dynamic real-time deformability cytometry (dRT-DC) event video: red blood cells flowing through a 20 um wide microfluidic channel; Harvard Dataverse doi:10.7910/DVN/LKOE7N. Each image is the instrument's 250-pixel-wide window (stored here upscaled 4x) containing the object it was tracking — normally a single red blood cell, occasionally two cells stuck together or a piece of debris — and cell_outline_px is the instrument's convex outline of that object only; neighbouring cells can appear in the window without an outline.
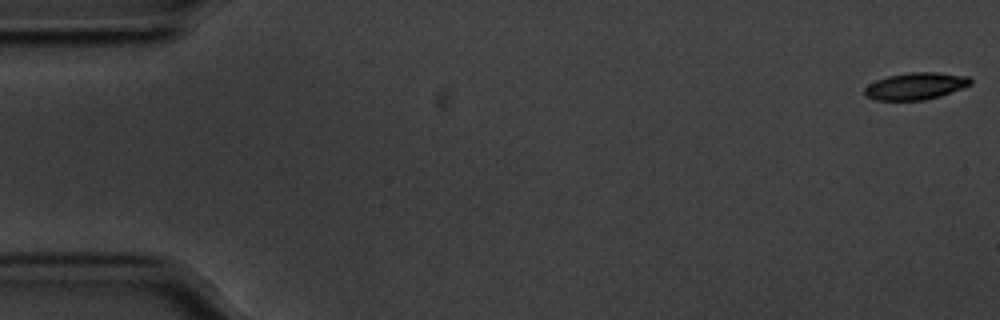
{"species": "common noctule bat (a hibernating species)", "species_latin": "Nyctalus noctula", "temperature_condition": "cold", "stored_images_in_passage": 57, "camera_frame_rate_fps": 3000, "um_per_image_px": 0.085, "animal": {"sex": "male", "body_mass_g": 20.1, "forearm_length_mm": 53.5}, "frame": {"image": 1, "passage_image": 1, "time_ms": 0.0, "image_size_px": [1000, 320], "cell_outline_px": [[972, 84], [940, 96], [924, 100], [876, 100], [868, 96], [864, 92], [864, 88], [868, 84], [876, 80], [888, 76], [908, 72], [936, 72], [968, 76], [972, 80]], "centroid_in_image_um": [77.83, 7.31], "position_along_channel_um": 7.2, "area_um2": 16.59}}
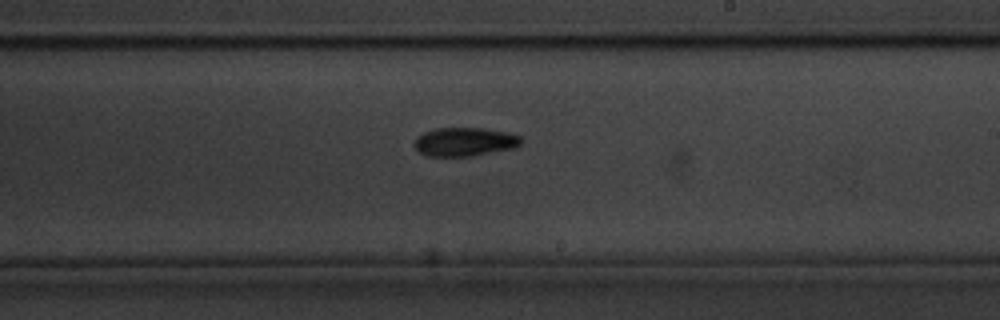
{"frame": {"image": 2, "passage_image": 33, "time_ms": 10.667, "image_size_px": [1000, 320], "cell_outline_px": [[524, 140], [516, 148], [468, 156], [428, 156], [420, 152], [416, 148], [416, 136], [424, 132], [436, 128], [484, 128], [508, 132], [520, 136]], "centroid_in_image_um": [39.54, 12.04], "position_along_channel_um": 249.5, "area_um2": 17.8}}
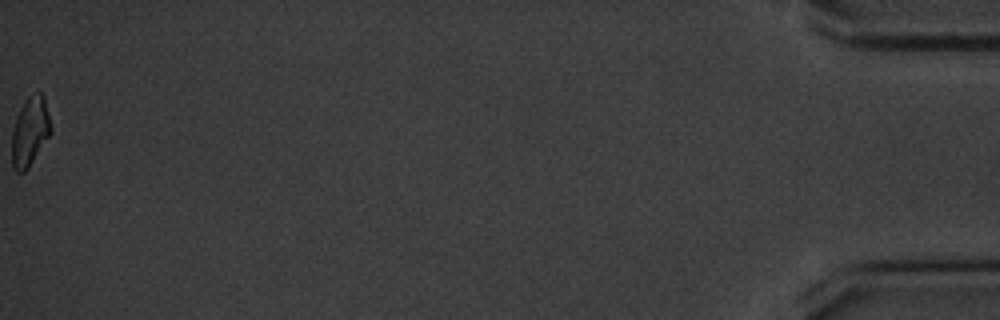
{"frame": {"image": 3, "passage_image": 57, "time_ms": 18.667, "image_size_px": [1000, 320], "cell_outline_px": [[52, 132], [28, 168], [24, 172], [16, 172], [12, 168], [12, 128], [16, 116], [20, 108], [28, 96], [40, 92], [44, 96], [52, 128]], "centroid_in_image_um": [2.54, 11.19], "position_along_channel_um": 432.7, "area_um2": 15.78}, "authors_computed_cell_mechanics": {"area_um2": 17.1088, "velocity_mm_per_s": 3.536, "shape_relaxation_time_tau1_ms": 3.8295, "shape_relaxation_time_tau2_ms": null, "deformation_change_tau1": 0.1305, "deformation_change_tau2": null}}